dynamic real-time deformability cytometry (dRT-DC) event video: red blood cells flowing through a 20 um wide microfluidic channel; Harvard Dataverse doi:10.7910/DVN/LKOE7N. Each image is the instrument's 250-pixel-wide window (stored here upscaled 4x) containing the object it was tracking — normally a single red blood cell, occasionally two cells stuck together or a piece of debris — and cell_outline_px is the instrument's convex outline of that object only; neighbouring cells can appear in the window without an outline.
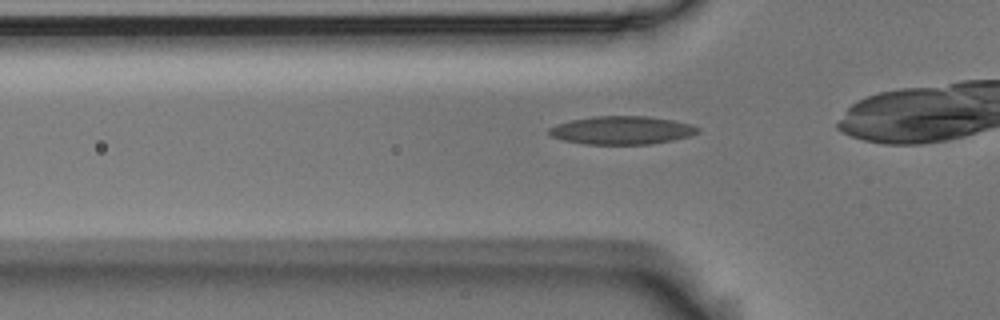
{"species": "Egyptian fruit bat (a non-hibernating species)", "species_latin": "Rousettus aegyptiacus", "temperature_condition": "room temperature", "stored_images_in_passage": 36, "camera_frame_rate_fps": 3000, "um_per_image_px": 0.085, "animal": {"sex": "male"}, "frame": {"image": 1, "passage_image": 10, "time_ms": 3.0, "image_size_px": [1000, 320], "cell_outline_px": [[700, 132], [688, 136], [672, 140], [648, 144], [584, 144], [564, 140], [552, 136], [548, 132], [548, 128], [556, 124], [572, 120], [592, 116], [648, 116], [672, 120], [692, 124], [700, 128]], "centroid_in_image_um": [52.86, 11.06], "position_along_channel_um": 72.9, "area_um2": 24.39}}
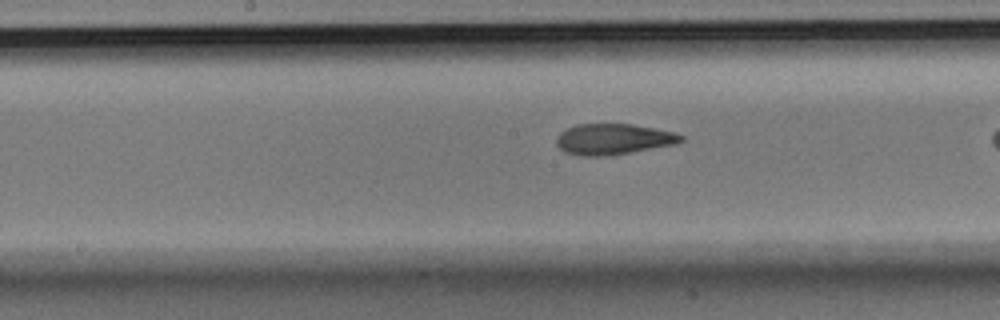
{"frame": {"image": 2, "passage_image": 20, "time_ms": 6.333, "image_size_px": [1000, 320], "cell_outline_px": [[684, 140], [676, 144], [604, 156], [580, 156], [564, 152], [556, 144], [556, 136], [560, 132], [576, 124], [632, 124], [672, 132], [684, 136]], "centroid_in_image_um": [52.08, 11.83], "position_along_channel_um": 196.1, "area_um2": 22.2}}
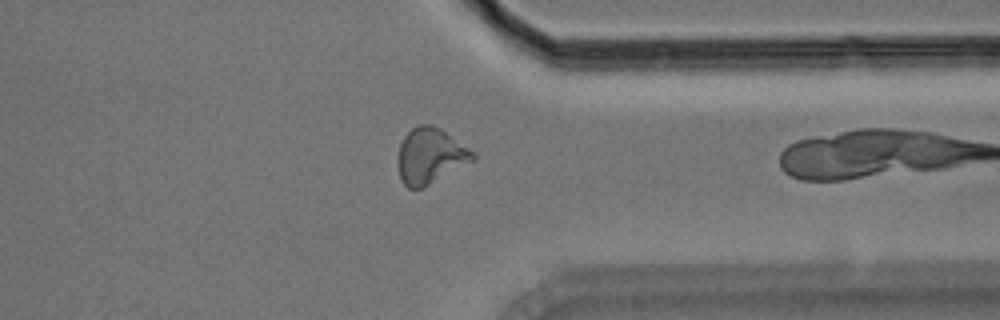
{"frame": {"image": 3, "passage_image": 35, "time_ms": 11.333, "image_size_px": [1000, 320], "cell_outline_px": [[476, 156], [472, 160], [428, 184], [420, 188], [408, 188], [404, 184], [400, 176], [396, 160], [400, 144], [404, 136], [416, 124], [432, 124], [440, 128], [476, 152]], "centroid_in_image_um": [36.53, 13.2], "position_along_channel_um": 374.9, "area_um2": 23.99}}